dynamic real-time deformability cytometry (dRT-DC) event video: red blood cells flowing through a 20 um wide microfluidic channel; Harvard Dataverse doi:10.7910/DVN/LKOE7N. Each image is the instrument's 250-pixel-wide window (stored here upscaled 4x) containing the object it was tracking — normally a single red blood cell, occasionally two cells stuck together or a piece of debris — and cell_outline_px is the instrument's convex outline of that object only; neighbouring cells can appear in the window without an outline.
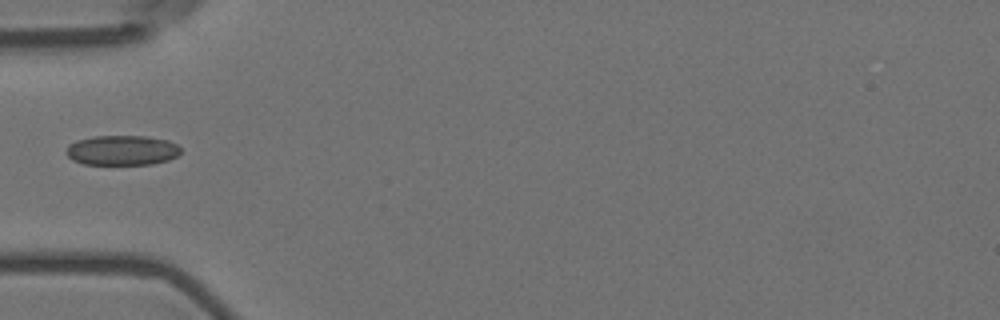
{"species": "Egyptian fruit bat (a non-hibernating species)", "species_latin": "Rousettus aegyptiacus", "temperature_condition": "room temperature", "stored_images_in_passage": 24, "camera_frame_rate_fps": 3000, "um_per_image_px": 0.085, "animal": {"sex": "female"}, "frame": {"image": 1, "passage_image": 1, "time_ms": 0.0, "image_size_px": [1000, 320], "cell_outline_px": [[180, 152], [176, 156], [168, 160], [152, 164], [84, 164], [72, 160], [64, 152], [68, 144], [76, 140], [96, 136], [144, 136], [168, 140], [176, 144], [180, 148]], "centroid_in_image_um": [10.33, 12.77], "position_along_channel_um": 74.7, "area_um2": 20.0}}
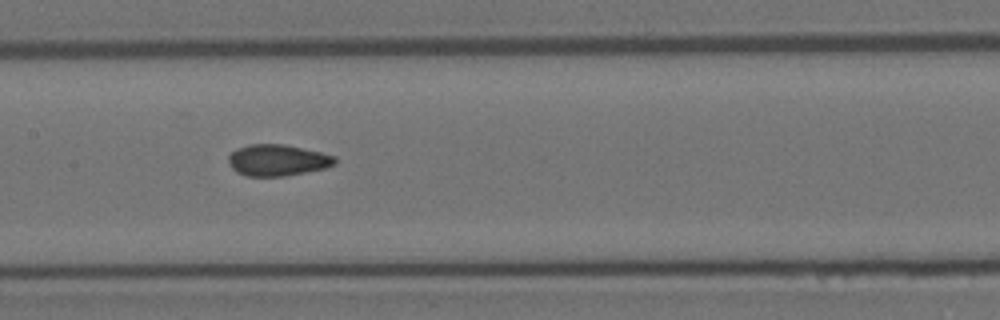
{"frame": {"image": 2, "passage_image": 10, "time_ms": 3.0, "image_size_px": [1000, 320], "cell_outline_px": [[336, 164], [324, 168], [284, 176], [248, 176], [236, 172], [232, 168], [228, 160], [228, 156], [232, 152], [248, 144], [284, 144], [320, 152], [336, 156]], "centroid_in_image_um": [23.59, 13.61], "position_along_channel_um": 183.8, "area_um2": 19.31}}
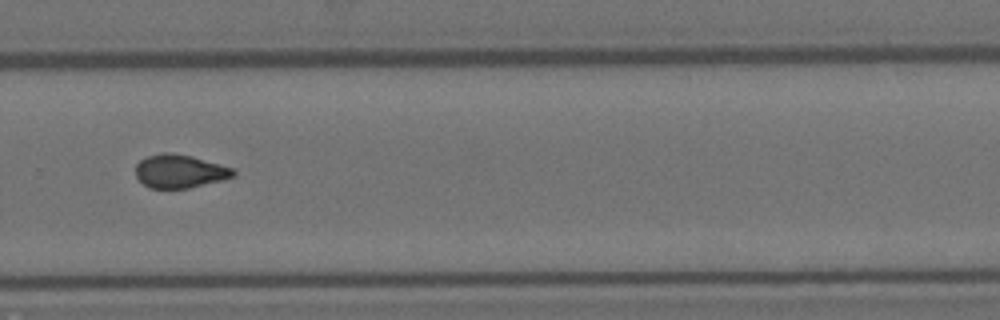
{"frame": {"image": 3, "passage_image": 21, "time_ms": 6.667, "image_size_px": [1000, 320], "cell_outline_px": [[236, 176], [224, 180], [188, 188], [148, 188], [136, 176], [136, 164], [140, 160], [148, 156], [160, 152], [172, 152], [192, 156], [236, 168]], "centroid_in_image_um": [15.33, 14.55], "position_along_channel_um": 314.5, "area_um2": 19.31}}